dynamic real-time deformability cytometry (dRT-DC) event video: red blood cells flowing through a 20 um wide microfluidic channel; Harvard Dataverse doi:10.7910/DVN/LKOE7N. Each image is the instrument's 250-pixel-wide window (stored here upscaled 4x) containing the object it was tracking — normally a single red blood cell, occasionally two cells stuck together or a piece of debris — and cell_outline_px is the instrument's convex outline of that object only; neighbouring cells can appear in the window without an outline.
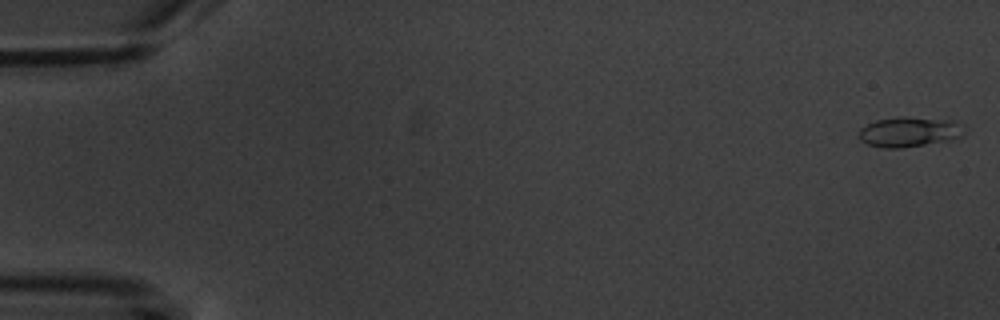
{"species": "common noctule bat (a hibernating species)", "species_latin": "Nyctalus noctula", "temperature_condition": "warm", "stored_images_in_passage": 6, "camera_frame_rate_fps": 3000, "um_per_image_px": 0.085, "animal": {"sex": "male", "body_mass_g": 20.1, "forearm_length_mm": 53.5}, "frame": {"image": 1, "passage_image": 1, "time_ms": 0.0, "image_size_px": [1000, 320], "cell_outline_px": [[968, 128], [964, 136], [960, 140], [900, 148], [884, 148], [868, 144], [860, 140], [860, 128], [876, 120], [896, 116], [904, 116], [952, 120], [964, 124]], "centroid_in_image_um": [77.44, 11.21], "position_along_channel_um": 7.6, "area_um2": 19.19}}
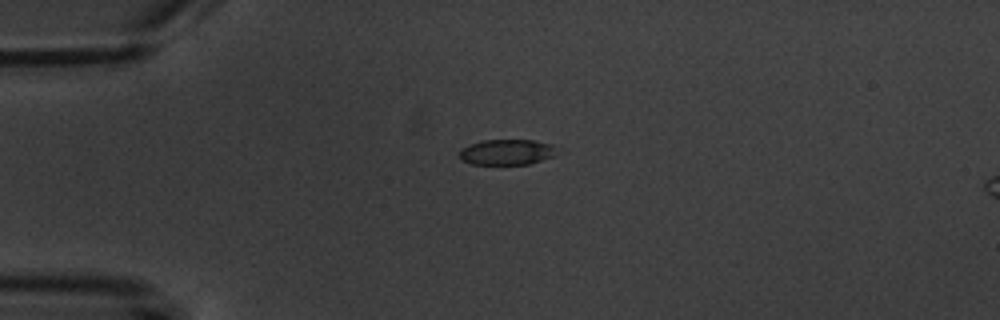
{"frame": {"image": 2, "passage_image": 4, "time_ms": 4.333, "image_size_px": [1000, 320], "cell_outline_px": [[556, 156], [528, 164], [472, 164], [460, 160], [460, 148], [484, 140], [532, 140], [552, 144]], "centroid_in_image_um": [43.06, 12.93], "position_along_channel_um": 41.9, "area_um2": 14.39}}